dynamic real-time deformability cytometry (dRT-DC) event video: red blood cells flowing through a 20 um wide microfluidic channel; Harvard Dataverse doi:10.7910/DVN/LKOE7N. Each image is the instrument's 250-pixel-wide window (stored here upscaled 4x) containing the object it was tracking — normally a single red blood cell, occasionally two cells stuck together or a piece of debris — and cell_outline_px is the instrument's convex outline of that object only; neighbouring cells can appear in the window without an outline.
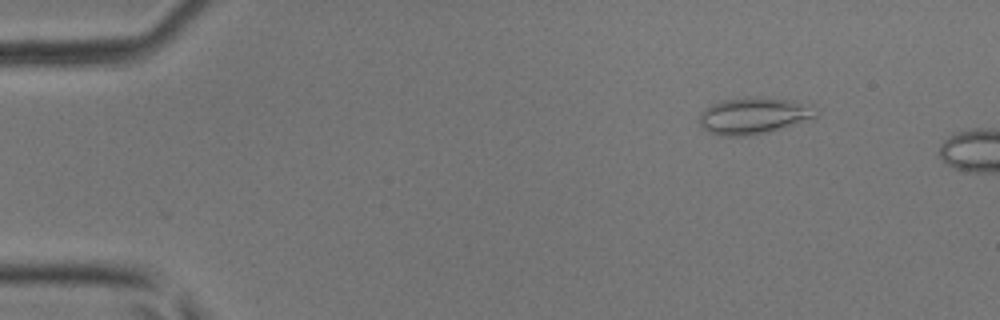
{"species": "common noctule bat (a hibernating species)", "species_latin": "Nyctalus noctula", "temperature_condition": "room temperature", "stored_images_in_passage": 9, "camera_frame_rate_fps": 3000, "um_per_image_px": 0.085, "animal": {"sex": "male", "body_mass_g": 17.9, "forearm_length_mm": 54.2}, "frame": {"image": 1, "passage_image": 6, "time_ms": 1.667, "image_size_px": [1000, 320], "cell_outline_px": [[816, 116], [768, 132], [744, 136], [720, 136], [708, 132], [700, 124], [700, 112], [712, 104], [724, 100], [756, 96], [760, 96], [788, 100], [804, 108]], "centroid_in_image_um": [63.85, 9.86], "position_along_channel_um": 21.2, "area_um2": 23.64}}